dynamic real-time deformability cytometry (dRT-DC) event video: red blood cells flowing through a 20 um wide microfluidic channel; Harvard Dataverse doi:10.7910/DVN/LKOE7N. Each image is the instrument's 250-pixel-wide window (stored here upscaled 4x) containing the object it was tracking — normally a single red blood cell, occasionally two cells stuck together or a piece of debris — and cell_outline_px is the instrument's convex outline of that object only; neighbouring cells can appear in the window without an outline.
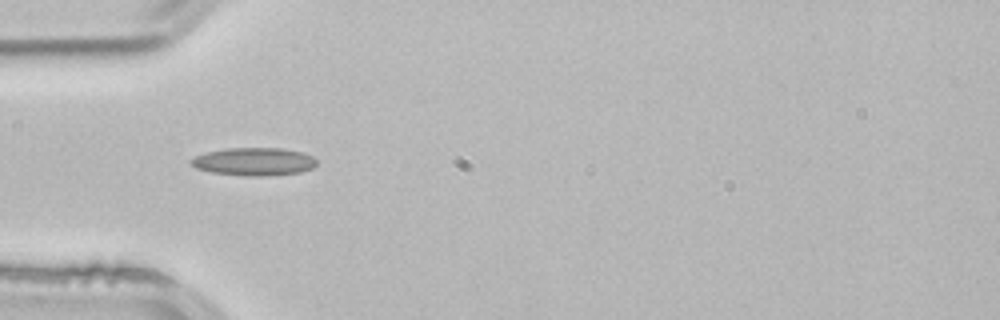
{"species": "common noctule bat (a hibernating species)", "species_latin": "Nyctalus noctula", "temperature_condition": "room temperature", "stored_images_in_passage": 3, "camera_frame_rate_fps": 3000, "um_per_image_px": 0.085, "animal": {"sex": "male", "body_mass_g": 21.5, "forearm_length_mm": 52.0}, "frame": {"image": 1, "passage_image": 2, "time_ms": 0.333, "image_size_px": [1000, 320], "cell_outline_px": [[316, 164], [312, 168], [300, 172], [268, 176], [248, 176], [212, 172], [196, 168], [188, 160], [192, 156], [208, 152], [228, 148], [280, 148], [304, 152], [312, 156], [316, 160]], "centroid_in_image_um": [21.58, 13.73], "position_along_channel_um": 63.4, "area_um2": 20.46}}